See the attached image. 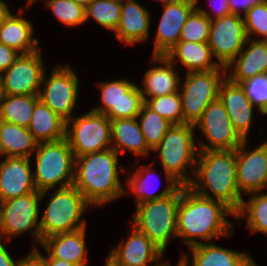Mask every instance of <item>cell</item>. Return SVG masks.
Here are the masks:
<instances>
[{"instance_id":"cell-14","label":"cell","mask_w":267,"mask_h":266,"mask_svg":"<svg viewBox=\"0 0 267 266\" xmlns=\"http://www.w3.org/2000/svg\"><path fill=\"white\" fill-rule=\"evenodd\" d=\"M41 49L29 54H20L0 75L3 94L38 95L44 71L47 70Z\"/></svg>"},{"instance_id":"cell-52","label":"cell","mask_w":267,"mask_h":266,"mask_svg":"<svg viewBox=\"0 0 267 266\" xmlns=\"http://www.w3.org/2000/svg\"><path fill=\"white\" fill-rule=\"evenodd\" d=\"M37 0H26L25 7L28 9L30 8Z\"/></svg>"},{"instance_id":"cell-49","label":"cell","mask_w":267,"mask_h":266,"mask_svg":"<svg viewBox=\"0 0 267 266\" xmlns=\"http://www.w3.org/2000/svg\"><path fill=\"white\" fill-rule=\"evenodd\" d=\"M73 2L83 6L86 8L89 4H91L94 0H72Z\"/></svg>"},{"instance_id":"cell-20","label":"cell","mask_w":267,"mask_h":266,"mask_svg":"<svg viewBox=\"0 0 267 266\" xmlns=\"http://www.w3.org/2000/svg\"><path fill=\"white\" fill-rule=\"evenodd\" d=\"M218 98L225 107L235 131L243 140H248L254 116L264 115L251 103L241 85L231 82L227 77L220 84Z\"/></svg>"},{"instance_id":"cell-35","label":"cell","mask_w":267,"mask_h":266,"mask_svg":"<svg viewBox=\"0 0 267 266\" xmlns=\"http://www.w3.org/2000/svg\"><path fill=\"white\" fill-rule=\"evenodd\" d=\"M121 15V3L110 0H94L85 8L86 24L89 19L94 20L107 31L115 32Z\"/></svg>"},{"instance_id":"cell-53","label":"cell","mask_w":267,"mask_h":266,"mask_svg":"<svg viewBox=\"0 0 267 266\" xmlns=\"http://www.w3.org/2000/svg\"><path fill=\"white\" fill-rule=\"evenodd\" d=\"M2 97H3V91H2L1 81H0V107H1Z\"/></svg>"},{"instance_id":"cell-44","label":"cell","mask_w":267,"mask_h":266,"mask_svg":"<svg viewBox=\"0 0 267 266\" xmlns=\"http://www.w3.org/2000/svg\"><path fill=\"white\" fill-rule=\"evenodd\" d=\"M20 56L16 50L0 43V75L7 70Z\"/></svg>"},{"instance_id":"cell-21","label":"cell","mask_w":267,"mask_h":266,"mask_svg":"<svg viewBox=\"0 0 267 266\" xmlns=\"http://www.w3.org/2000/svg\"><path fill=\"white\" fill-rule=\"evenodd\" d=\"M26 157H0V202L37 191Z\"/></svg>"},{"instance_id":"cell-8","label":"cell","mask_w":267,"mask_h":266,"mask_svg":"<svg viewBox=\"0 0 267 266\" xmlns=\"http://www.w3.org/2000/svg\"><path fill=\"white\" fill-rule=\"evenodd\" d=\"M41 192L35 191L0 202V238L9 243L17 236H32V248L42 243L40 231Z\"/></svg>"},{"instance_id":"cell-43","label":"cell","mask_w":267,"mask_h":266,"mask_svg":"<svg viewBox=\"0 0 267 266\" xmlns=\"http://www.w3.org/2000/svg\"><path fill=\"white\" fill-rule=\"evenodd\" d=\"M264 2L267 0H228V5L230 14L244 17L253 6Z\"/></svg>"},{"instance_id":"cell-15","label":"cell","mask_w":267,"mask_h":266,"mask_svg":"<svg viewBox=\"0 0 267 266\" xmlns=\"http://www.w3.org/2000/svg\"><path fill=\"white\" fill-rule=\"evenodd\" d=\"M247 39L243 17L229 14L211 21L208 45L220 66L226 67L243 49Z\"/></svg>"},{"instance_id":"cell-11","label":"cell","mask_w":267,"mask_h":266,"mask_svg":"<svg viewBox=\"0 0 267 266\" xmlns=\"http://www.w3.org/2000/svg\"><path fill=\"white\" fill-rule=\"evenodd\" d=\"M65 139L79 157L88 153L112 148L110 119L104 115L86 111L66 121Z\"/></svg>"},{"instance_id":"cell-7","label":"cell","mask_w":267,"mask_h":266,"mask_svg":"<svg viewBox=\"0 0 267 266\" xmlns=\"http://www.w3.org/2000/svg\"><path fill=\"white\" fill-rule=\"evenodd\" d=\"M33 181L37 191L71 186L74 179V153L64 138L40 142L33 155Z\"/></svg>"},{"instance_id":"cell-33","label":"cell","mask_w":267,"mask_h":266,"mask_svg":"<svg viewBox=\"0 0 267 266\" xmlns=\"http://www.w3.org/2000/svg\"><path fill=\"white\" fill-rule=\"evenodd\" d=\"M248 195L249 198L243 199L241 209L235 214V220L241 222L244 219L250 233H263L267 237V191Z\"/></svg>"},{"instance_id":"cell-24","label":"cell","mask_w":267,"mask_h":266,"mask_svg":"<svg viewBox=\"0 0 267 266\" xmlns=\"http://www.w3.org/2000/svg\"><path fill=\"white\" fill-rule=\"evenodd\" d=\"M187 249L189 254L183 252L187 266H259L249 252L232 250L216 244V241Z\"/></svg>"},{"instance_id":"cell-46","label":"cell","mask_w":267,"mask_h":266,"mask_svg":"<svg viewBox=\"0 0 267 266\" xmlns=\"http://www.w3.org/2000/svg\"><path fill=\"white\" fill-rule=\"evenodd\" d=\"M165 254H163L157 261H155L151 266H172L169 261V258L164 260V256ZM174 266V265H173ZM176 266H187V262L185 259V256L183 254V250L180 254V258L178 260V263L176 264Z\"/></svg>"},{"instance_id":"cell-40","label":"cell","mask_w":267,"mask_h":266,"mask_svg":"<svg viewBox=\"0 0 267 266\" xmlns=\"http://www.w3.org/2000/svg\"><path fill=\"white\" fill-rule=\"evenodd\" d=\"M240 85L251 103L263 115H267V73L256 75Z\"/></svg>"},{"instance_id":"cell-4","label":"cell","mask_w":267,"mask_h":266,"mask_svg":"<svg viewBox=\"0 0 267 266\" xmlns=\"http://www.w3.org/2000/svg\"><path fill=\"white\" fill-rule=\"evenodd\" d=\"M195 130V125L191 124L172 125L161 143L152 150L157 153L158 162L164 170L165 183L182 186L191 183L199 153Z\"/></svg>"},{"instance_id":"cell-26","label":"cell","mask_w":267,"mask_h":266,"mask_svg":"<svg viewBox=\"0 0 267 266\" xmlns=\"http://www.w3.org/2000/svg\"><path fill=\"white\" fill-rule=\"evenodd\" d=\"M87 227L74 232L56 234L45 238L41 247L45 251V258L61 259L76 266L88 265V246L86 242Z\"/></svg>"},{"instance_id":"cell-10","label":"cell","mask_w":267,"mask_h":266,"mask_svg":"<svg viewBox=\"0 0 267 266\" xmlns=\"http://www.w3.org/2000/svg\"><path fill=\"white\" fill-rule=\"evenodd\" d=\"M225 77L223 66L211 71L185 73L179 89L183 124L195 125L206 107L218 98L219 87Z\"/></svg>"},{"instance_id":"cell-9","label":"cell","mask_w":267,"mask_h":266,"mask_svg":"<svg viewBox=\"0 0 267 266\" xmlns=\"http://www.w3.org/2000/svg\"><path fill=\"white\" fill-rule=\"evenodd\" d=\"M74 69L69 63H59L49 74L45 70L38 93L39 100L65 121L74 116L80 98V80Z\"/></svg>"},{"instance_id":"cell-2","label":"cell","mask_w":267,"mask_h":266,"mask_svg":"<svg viewBox=\"0 0 267 266\" xmlns=\"http://www.w3.org/2000/svg\"><path fill=\"white\" fill-rule=\"evenodd\" d=\"M120 155L112 148L75 157L73 186L93 208L104 207L124 196L126 168Z\"/></svg>"},{"instance_id":"cell-28","label":"cell","mask_w":267,"mask_h":266,"mask_svg":"<svg viewBox=\"0 0 267 266\" xmlns=\"http://www.w3.org/2000/svg\"><path fill=\"white\" fill-rule=\"evenodd\" d=\"M112 149L120 156L132 153L135 161L148 159L150 152L137 118L110 120Z\"/></svg>"},{"instance_id":"cell-3","label":"cell","mask_w":267,"mask_h":266,"mask_svg":"<svg viewBox=\"0 0 267 266\" xmlns=\"http://www.w3.org/2000/svg\"><path fill=\"white\" fill-rule=\"evenodd\" d=\"M188 187L201 196L223 202L236 214L244 199L237 183L236 150H199Z\"/></svg>"},{"instance_id":"cell-48","label":"cell","mask_w":267,"mask_h":266,"mask_svg":"<svg viewBox=\"0 0 267 266\" xmlns=\"http://www.w3.org/2000/svg\"><path fill=\"white\" fill-rule=\"evenodd\" d=\"M10 6H8L7 1L0 0V24L3 22L4 18L9 14L11 11Z\"/></svg>"},{"instance_id":"cell-55","label":"cell","mask_w":267,"mask_h":266,"mask_svg":"<svg viewBox=\"0 0 267 266\" xmlns=\"http://www.w3.org/2000/svg\"><path fill=\"white\" fill-rule=\"evenodd\" d=\"M196 5H199L200 0H195Z\"/></svg>"},{"instance_id":"cell-23","label":"cell","mask_w":267,"mask_h":266,"mask_svg":"<svg viewBox=\"0 0 267 266\" xmlns=\"http://www.w3.org/2000/svg\"><path fill=\"white\" fill-rule=\"evenodd\" d=\"M149 61L153 66L144 72L141 86L138 85L143 101L179 92L182 79L179 66H175L166 56L151 55Z\"/></svg>"},{"instance_id":"cell-29","label":"cell","mask_w":267,"mask_h":266,"mask_svg":"<svg viewBox=\"0 0 267 266\" xmlns=\"http://www.w3.org/2000/svg\"><path fill=\"white\" fill-rule=\"evenodd\" d=\"M175 66L186 68L184 71L199 72L218 69L208 43L180 40L166 55Z\"/></svg>"},{"instance_id":"cell-34","label":"cell","mask_w":267,"mask_h":266,"mask_svg":"<svg viewBox=\"0 0 267 266\" xmlns=\"http://www.w3.org/2000/svg\"><path fill=\"white\" fill-rule=\"evenodd\" d=\"M137 119L145 142L151 151L161 143L166 132L173 125L167 119L152 111L145 104L142 105Z\"/></svg>"},{"instance_id":"cell-47","label":"cell","mask_w":267,"mask_h":266,"mask_svg":"<svg viewBox=\"0 0 267 266\" xmlns=\"http://www.w3.org/2000/svg\"><path fill=\"white\" fill-rule=\"evenodd\" d=\"M46 266H76L73 263L56 259V258H45Z\"/></svg>"},{"instance_id":"cell-25","label":"cell","mask_w":267,"mask_h":266,"mask_svg":"<svg viewBox=\"0 0 267 266\" xmlns=\"http://www.w3.org/2000/svg\"><path fill=\"white\" fill-rule=\"evenodd\" d=\"M225 69L226 77L236 84L267 73V41L248 38L243 49Z\"/></svg>"},{"instance_id":"cell-12","label":"cell","mask_w":267,"mask_h":266,"mask_svg":"<svg viewBox=\"0 0 267 266\" xmlns=\"http://www.w3.org/2000/svg\"><path fill=\"white\" fill-rule=\"evenodd\" d=\"M135 83L125 77L97 82L101 103L90 110L110 120L137 118L144 101Z\"/></svg>"},{"instance_id":"cell-16","label":"cell","mask_w":267,"mask_h":266,"mask_svg":"<svg viewBox=\"0 0 267 266\" xmlns=\"http://www.w3.org/2000/svg\"><path fill=\"white\" fill-rule=\"evenodd\" d=\"M247 144L244 140L236 149L237 183L243 196L267 190V139L254 148Z\"/></svg>"},{"instance_id":"cell-13","label":"cell","mask_w":267,"mask_h":266,"mask_svg":"<svg viewBox=\"0 0 267 266\" xmlns=\"http://www.w3.org/2000/svg\"><path fill=\"white\" fill-rule=\"evenodd\" d=\"M195 128L206 140L198 137L199 150H236L244 141L235 131L219 98L206 107Z\"/></svg>"},{"instance_id":"cell-45","label":"cell","mask_w":267,"mask_h":266,"mask_svg":"<svg viewBox=\"0 0 267 266\" xmlns=\"http://www.w3.org/2000/svg\"><path fill=\"white\" fill-rule=\"evenodd\" d=\"M8 244L7 240L0 238V266H17L19 258L12 257Z\"/></svg>"},{"instance_id":"cell-19","label":"cell","mask_w":267,"mask_h":266,"mask_svg":"<svg viewBox=\"0 0 267 266\" xmlns=\"http://www.w3.org/2000/svg\"><path fill=\"white\" fill-rule=\"evenodd\" d=\"M134 162V165L131 166L133 169H128V171L126 170L125 176L123 177L126 181L124 182V197H126L128 194L134 195L133 198L135 200V206L141 203L166 197L172 194L180 186L178 183H167L165 188L160 190V186H158L160 183L158 182L157 184V181H160L159 179L161 178H159V174L157 175V169H155V166L157 165L154 164L155 161H151L149 164H147L148 166L137 164L139 163V160ZM156 178L158 180H156Z\"/></svg>"},{"instance_id":"cell-32","label":"cell","mask_w":267,"mask_h":266,"mask_svg":"<svg viewBox=\"0 0 267 266\" xmlns=\"http://www.w3.org/2000/svg\"><path fill=\"white\" fill-rule=\"evenodd\" d=\"M38 95L3 94L0 107V121L28 128Z\"/></svg>"},{"instance_id":"cell-31","label":"cell","mask_w":267,"mask_h":266,"mask_svg":"<svg viewBox=\"0 0 267 266\" xmlns=\"http://www.w3.org/2000/svg\"><path fill=\"white\" fill-rule=\"evenodd\" d=\"M66 121L40 100L35 104L28 130L40 142H53L65 138Z\"/></svg>"},{"instance_id":"cell-39","label":"cell","mask_w":267,"mask_h":266,"mask_svg":"<svg viewBox=\"0 0 267 266\" xmlns=\"http://www.w3.org/2000/svg\"><path fill=\"white\" fill-rule=\"evenodd\" d=\"M243 18L248 38L267 41V2L256 4Z\"/></svg>"},{"instance_id":"cell-51","label":"cell","mask_w":267,"mask_h":266,"mask_svg":"<svg viewBox=\"0 0 267 266\" xmlns=\"http://www.w3.org/2000/svg\"><path fill=\"white\" fill-rule=\"evenodd\" d=\"M106 263L104 266H119L118 264H116L108 255L106 257Z\"/></svg>"},{"instance_id":"cell-1","label":"cell","mask_w":267,"mask_h":266,"mask_svg":"<svg viewBox=\"0 0 267 266\" xmlns=\"http://www.w3.org/2000/svg\"><path fill=\"white\" fill-rule=\"evenodd\" d=\"M235 213L223 202L195 193L181 185L177 210V239L188 248L231 238L234 234Z\"/></svg>"},{"instance_id":"cell-41","label":"cell","mask_w":267,"mask_h":266,"mask_svg":"<svg viewBox=\"0 0 267 266\" xmlns=\"http://www.w3.org/2000/svg\"><path fill=\"white\" fill-rule=\"evenodd\" d=\"M208 1V6H210L208 9H203L198 5H196V9L204 13L211 21L230 14L228 0H206V2ZM209 9L211 10L209 11Z\"/></svg>"},{"instance_id":"cell-38","label":"cell","mask_w":267,"mask_h":266,"mask_svg":"<svg viewBox=\"0 0 267 266\" xmlns=\"http://www.w3.org/2000/svg\"><path fill=\"white\" fill-rule=\"evenodd\" d=\"M211 20L195 9L182 27L180 40L208 43Z\"/></svg>"},{"instance_id":"cell-54","label":"cell","mask_w":267,"mask_h":266,"mask_svg":"<svg viewBox=\"0 0 267 266\" xmlns=\"http://www.w3.org/2000/svg\"><path fill=\"white\" fill-rule=\"evenodd\" d=\"M110 1H115V2H119V3H123L126 0H110Z\"/></svg>"},{"instance_id":"cell-22","label":"cell","mask_w":267,"mask_h":266,"mask_svg":"<svg viewBox=\"0 0 267 266\" xmlns=\"http://www.w3.org/2000/svg\"><path fill=\"white\" fill-rule=\"evenodd\" d=\"M137 0L121 3L120 22L114 37L126 46L144 44L151 36V12Z\"/></svg>"},{"instance_id":"cell-36","label":"cell","mask_w":267,"mask_h":266,"mask_svg":"<svg viewBox=\"0 0 267 266\" xmlns=\"http://www.w3.org/2000/svg\"><path fill=\"white\" fill-rule=\"evenodd\" d=\"M43 0H37L40 4ZM44 8L51 10V13L68 28L82 26L86 23L85 8L72 0H44Z\"/></svg>"},{"instance_id":"cell-6","label":"cell","mask_w":267,"mask_h":266,"mask_svg":"<svg viewBox=\"0 0 267 266\" xmlns=\"http://www.w3.org/2000/svg\"><path fill=\"white\" fill-rule=\"evenodd\" d=\"M181 185L170 195L135 206L131 225L144 233L164 253L170 240L177 239V210Z\"/></svg>"},{"instance_id":"cell-18","label":"cell","mask_w":267,"mask_h":266,"mask_svg":"<svg viewBox=\"0 0 267 266\" xmlns=\"http://www.w3.org/2000/svg\"><path fill=\"white\" fill-rule=\"evenodd\" d=\"M129 235L113 246L108 256L119 266H151L164 252L131 224Z\"/></svg>"},{"instance_id":"cell-42","label":"cell","mask_w":267,"mask_h":266,"mask_svg":"<svg viewBox=\"0 0 267 266\" xmlns=\"http://www.w3.org/2000/svg\"><path fill=\"white\" fill-rule=\"evenodd\" d=\"M39 248H30L29 253L19 257L17 266H46L45 255Z\"/></svg>"},{"instance_id":"cell-37","label":"cell","mask_w":267,"mask_h":266,"mask_svg":"<svg viewBox=\"0 0 267 266\" xmlns=\"http://www.w3.org/2000/svg\"><path fill=\"white\" fill-rule=\"evenodd\" d=\"M144 104L152 111L167 119L173 125L183 124L182 101L180 92L149 98Z\"/></svg>"},{"instance_id":"cell-27","label":"cell","mask_w":267,"mask_h":266,"mask_svg":"<svg viewBox=\"0 0 267 266\" xmlns=\"http://www.w3.org/2000/svg\"><path fill=\"white\" fill-rule=\"evenodd\" d=\"M18 13L12 10L0 24V43L9 46L20 54L33 53L40 49V41L35 37L34 26L25 14L26 8L20 7Z\"/></svg>"},{"instance_id":"cell-5","label":"cell","mask_w":267,"mask_h":266,"mask_svg":"<svg viewBox=\"0 0 267 266\" xmlns=\"http://www.w3.org/2000/svg\"><path fill=\"white\" fill-rule=\"evenodd\" d=\"M45 198L48 201L45 211L42 208L43 213L40 212L42 241L56 234L74 232L87 227V219L83 215L93 206L73 185L42 191V203Z\"/></svg>"},{"instance_id":"cell-17","label":"cell","mask_w":267,"mask_h":266,"mask_svg":"<svg viewBox=\"0 0 267 266\" xmlns=\"http://www.w3.org/2000/svg\"><path fill=\"white\" fill-rule=\"evenodd\" d=\"M162 14L154 34L152 56H165L179 41L182 27L196 9L195 0L162 5Z\"/></svg>"},{"instance_id":"cell-30","label":"cell","mask_w":267,"mask_h":266,"mask_svg":"<svg viewBox=\"0 0 267 266\" xmlns=\"http://www.w3.org/2000/svg\"><path fill=\"white\" fill-rule=\"evenodd\" d=\"M37 144L28 128L0 121V157L31 159Z\"/></svg>"},{"instance_id":"cell-50","label":"cell","mask_w":267,"mask_h":266,"mask_svg":"<svg viewBox=\"0 0 267 266\" xmlns=\"http://www.w3.org/2000/svg\"><path fill=\"white\" fill-rule=\"evenodd\" d=\"M152 1L159 3L161 5H164V4L176 3V2H179L181 0H152Z\"/></svg>"}]
</instances>
